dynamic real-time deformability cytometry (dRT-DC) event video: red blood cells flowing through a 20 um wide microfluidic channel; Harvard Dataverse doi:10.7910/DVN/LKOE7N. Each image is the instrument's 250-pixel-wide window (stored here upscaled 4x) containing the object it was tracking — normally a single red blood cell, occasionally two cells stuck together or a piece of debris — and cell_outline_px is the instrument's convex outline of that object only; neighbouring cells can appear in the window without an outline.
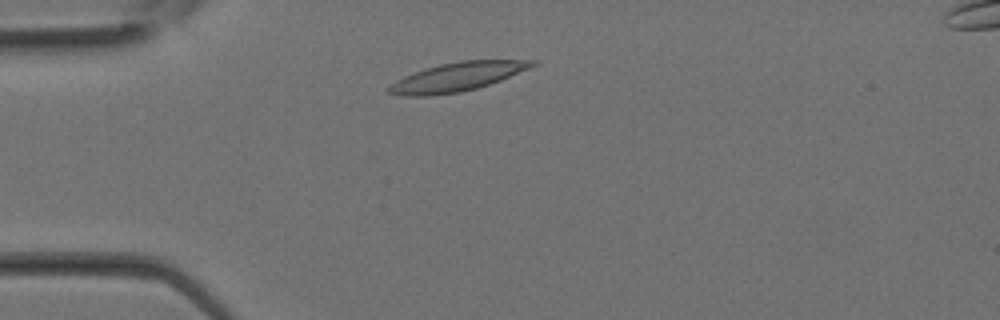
{"species": "Egyptian fruit bat (a non-hibernating species)", "species_latin": "Rousettus aegyptiacus", "temperature_condition": "room temperature", "stored_images_in_passage": 28, "camera_frame_rate_fps": 3000, "um_per_image_px": 0.085, "animal": {"sex": "female"}, "frame": {"image": 1, "passage_image": 4, "time_ms": 1.0, "image_size_px": [1000, 320], "cell_outline_px": [[536, 64], [528, 68], [500, 80], [476, 88], [460, 92], [428, 96], [404, 96], [388, 92], [388, 88], [396, 80], [404, 76], [440, 64], [460, 60], [536, 60]], "centroid_in_image_um": [38.84, 6.53], "position_along_channel_um": 46.2, "area_um2": 23.52}}
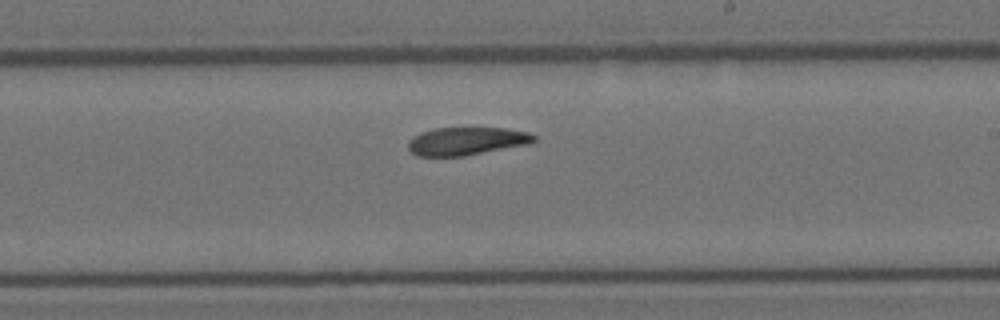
{"frame": {"image": 2, "passage_image": 15, "time_ms": 4.667, "image_size_px": [1000, 320], "cell_outline_px": [[536, 140], [528, 144], [464, 156], [416, 156], [408, 148], [408, 140], [412, 136], [420, 132], [436, 128], [504, 128], [528, 132], [536, 136]], "centroid_in_image_um": [39.62, 11.99], "position_along_channel_um": 249.4, "area_um2": 20.52}}
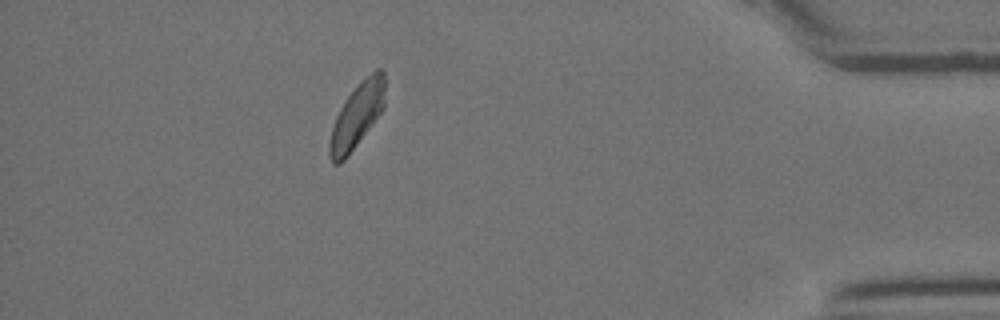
{"frame": {"image": 3, "passage_image": 25, "time_ms": 8.0, "image_size_px": [1000, 320], "cell_outline_px": [[384, 108], [348, 156], [340, 164], [332, 164], [328, 152], [328, 144], [332, 128], [336, 116], [344, 100], [356, 84], [364, 76], [376, 68], [380, 68], [384, 72]], "centroid_in_image_um": [30.32, 9.8], "position_along_channel_um": 404.9, "area_um2": 21.1}}